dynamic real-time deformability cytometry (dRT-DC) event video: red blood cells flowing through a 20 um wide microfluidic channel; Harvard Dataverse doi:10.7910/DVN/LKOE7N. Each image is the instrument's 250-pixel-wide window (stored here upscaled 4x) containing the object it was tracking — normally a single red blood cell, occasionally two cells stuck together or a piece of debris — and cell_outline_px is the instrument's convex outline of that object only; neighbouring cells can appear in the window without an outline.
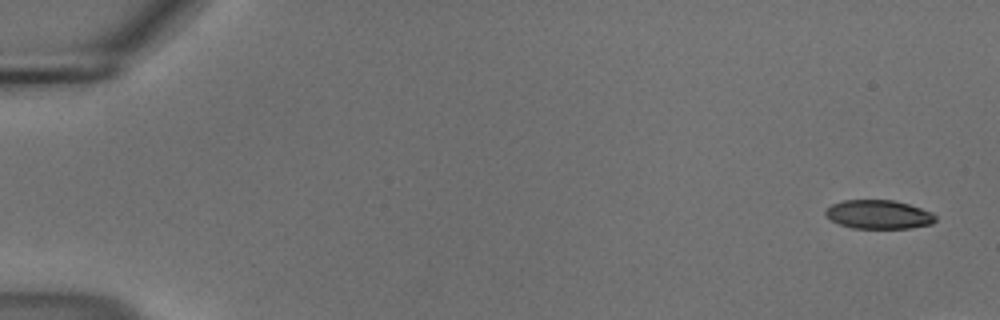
{"species": "common noctule bat (a hibernating species)", "species_latin": "Nyctalus noctula", "temperature_condition": "cold", "stored_images_in_passage": 14, "camera_frame_rate_fps": 3000, "um_per_image_px": 0.085, "animal": {"sex": "male", "body_mass_g": 18.8}, "frame": {"image": 1, "passage_image": 1, "time_ms": 0.0, "image_size_px": [1000, 320], "cell_outline_px": [[936, 220], [932, 224], [912, 228], [852, 228], [840, 224], [832, 220], [824, 212], [832, 204], [844, 200], [892, 200], [908, 204], [932, 212], [936, 216]], "centroid_in_image_um": [74.72, 18.23], "position_along_channel_um": 10.3, "area_um2": 18.32}}